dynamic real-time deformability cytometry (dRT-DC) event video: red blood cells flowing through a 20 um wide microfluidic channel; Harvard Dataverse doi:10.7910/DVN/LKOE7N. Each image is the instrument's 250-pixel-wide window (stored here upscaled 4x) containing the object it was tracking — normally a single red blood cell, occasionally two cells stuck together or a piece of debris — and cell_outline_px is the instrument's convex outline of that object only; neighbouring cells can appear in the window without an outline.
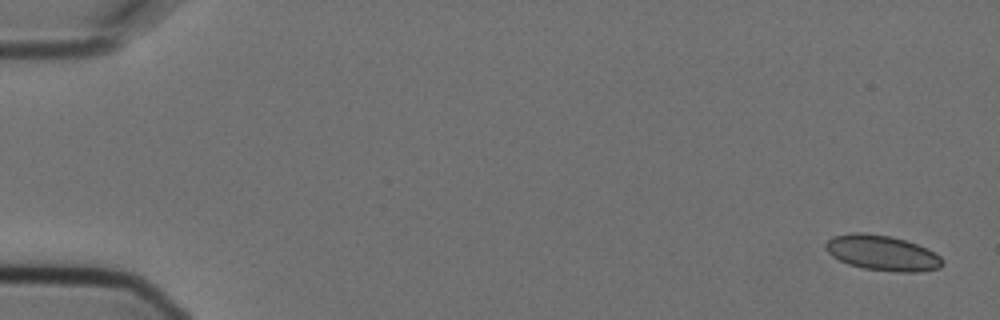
{"species": "Egyptian fruit bat (a non-hibernating species)", "species_latin": "Rousettus aegyptiacus", "temperature_condition": "cold", "stored_images_in_passage": 6, "camera_frame_rate_fps": 3000, "um_per_image_px": 0.085, "animal": {"sex": "female"}, "frame": {"image": 1, "passage_image": 1, "time_ms": 0.0, "image_size_px": [1000, 320], "cell_outline_px": [[944, 264], [940, 268], [916, 272], [896, 272], [864, 268], [848, 264], [832, 256], [824, 248], [824, 244], [832, 236], [852, 232], [860, 232], [892, 236], [928, 248], [940, 256], [944, 260]], "centroid_in_image_um": [74.99, 21.49], "position_along_channel_um": 10.0, "area_um2": 24.16}}